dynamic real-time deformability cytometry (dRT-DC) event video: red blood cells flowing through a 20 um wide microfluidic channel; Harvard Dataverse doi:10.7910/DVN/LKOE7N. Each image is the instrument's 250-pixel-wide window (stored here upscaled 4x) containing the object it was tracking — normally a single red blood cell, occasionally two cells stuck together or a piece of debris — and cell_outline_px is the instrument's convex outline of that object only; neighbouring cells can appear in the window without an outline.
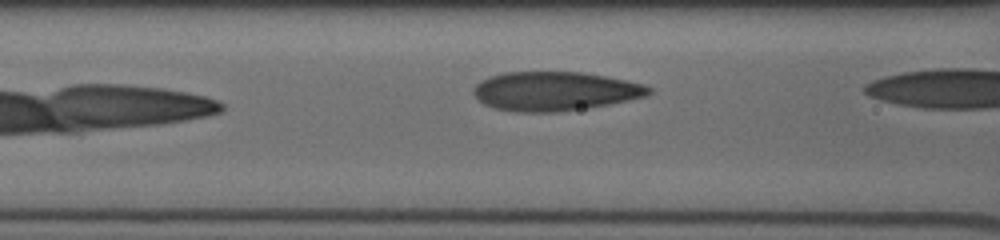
{"species": "human", "species_latin": "Homo sapiens", "temperature_condition": "cold", "stored_images_in_passage": 12, "camera_frame_rate_fps": 3000, "um_per_image_px": 0.085, "donor": {"sex": "male"}, "frame": {"image": 1, "passage_image": 12, "time_ms": 8.333, "image_size_px": [1000, 240], "cell_outline_px": [[652, 92], [648, 96], [608, 104], [556, 112], [516, 112], [492, 108], [484, 104], [472, 92], [472, 88], [480, 80], [488, 76], [504, 72], [580, 72], [604, 76], [644, 84], [652, 88]], "centroid_in_image_um": [47.12, 7.75], "position_along_channel_um": 119.5, "area_um2": 39.88}}